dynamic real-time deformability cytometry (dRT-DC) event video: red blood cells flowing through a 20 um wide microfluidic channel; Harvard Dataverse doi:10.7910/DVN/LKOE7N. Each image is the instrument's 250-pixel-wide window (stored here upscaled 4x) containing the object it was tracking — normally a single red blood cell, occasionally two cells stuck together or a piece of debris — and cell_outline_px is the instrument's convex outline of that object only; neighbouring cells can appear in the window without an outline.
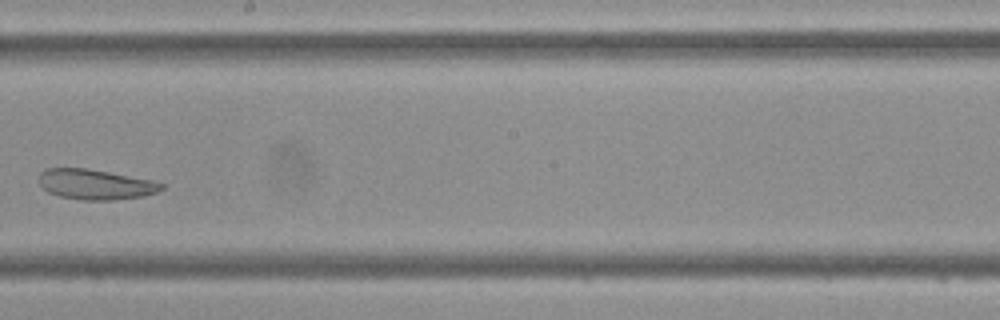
{"species": "Egyptian fruit bat (a non-hibernating species)", "species_latin": "Rousettus aegyptiacus", "temperature_condition": "cold", "stored_images_in_passage": 10, "camera_frame_rate_fps": 3000, "um_per_image_px": 0.085, "frame": {"image": 1, "passage_image": 9, "time_ms": 2.667, "image_size_px": [1000, 320], "cell_outline_px": [[164, 188], [156, 192], [144, 196], [112, 200], [80, 200], [60, 196], [48, 192], [40, 184], [40, 172], [44, 168], [84, 168], [156, 180], [164, 184]], "centroid_in_image_um": [8.14, 15.67], "position_along_channel_um": 240.1, "area_um2": 21.62}}
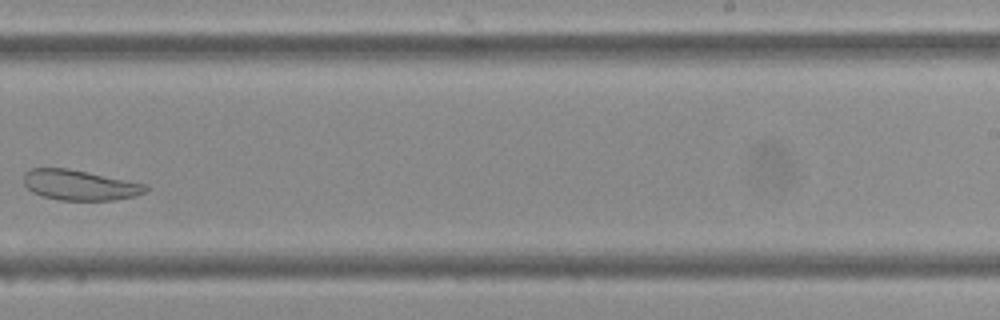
{"frame": {"image": 2, "passage_image": 10, "time_ms": 3.0, "image_size_px": [1000, 320], "cell_outline_px": [[148, 188], [144, 192], [136, 196], [112, 200], [60, 200], [44, 196], [32, 192], [24, 184], [24, 172], [32, 168], [68, 168], [148, 184]], "centroid_in_image_um": [6.78, 15.72], "position_along_channel_um": 282.2, "area_um2": 21.5}}